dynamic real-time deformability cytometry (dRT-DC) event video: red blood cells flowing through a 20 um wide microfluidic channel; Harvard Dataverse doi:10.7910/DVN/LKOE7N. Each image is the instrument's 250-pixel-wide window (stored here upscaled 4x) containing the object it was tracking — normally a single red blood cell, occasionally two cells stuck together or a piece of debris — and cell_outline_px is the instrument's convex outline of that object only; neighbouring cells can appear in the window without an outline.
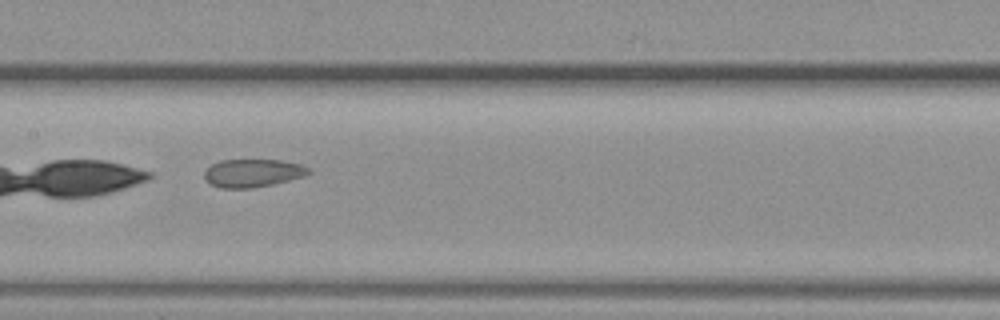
{"species": "common noctule bat (a hibernating species)", "species_latin": "Nyctalus noctula", "temperature_condition": "warm", "stored_images_in_passage": 25, "camera_frame_rate_fps": 3000, "um_per_image_px": 0.085, "animal": {"sex": "female", "body_mass_g": 19.3, "forearm_length_mm": 54.1}, "frame": {"image": 1, "passage_image": 11, "time_ms": 3.333, "image_size_px": [1000, 320], "cell_outline_px": [[312, 172], [304, 176], [272, 184], [252, 188], [220, 188], [212, 184], [204, 176], [204, 172], [212, 164], [220, 160], [280, 160], [300, 164], [308, 168]], "centroid_in_image_um": [21.49, 14.7], "position_along_channel_um": 185.9, "area_um2": 16.82}}
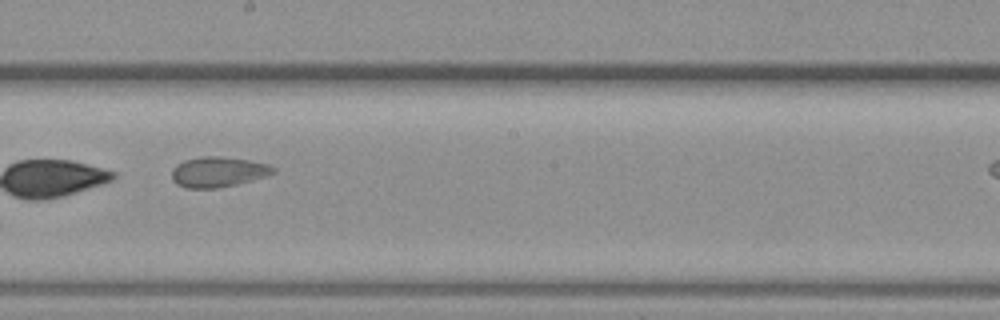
{"frame": {"image": 2, "passage_image": 15, "time_ms": 4.667, "image_size_px": [1000, 320], "cell_outline_px": [[276, 172], [252, 180], [236, 184], [216, 188], [188, 188], [176, 184], [172, 180], [172, 168], [176, 164], [184, 160], [200, 156], [220, 156], [248, 160], [268, 164], [276, 168]], "centroid_in_image_um": [18.51, 14.6], "position_along_channel_um": 229.7, "area_um2": 17.92}}
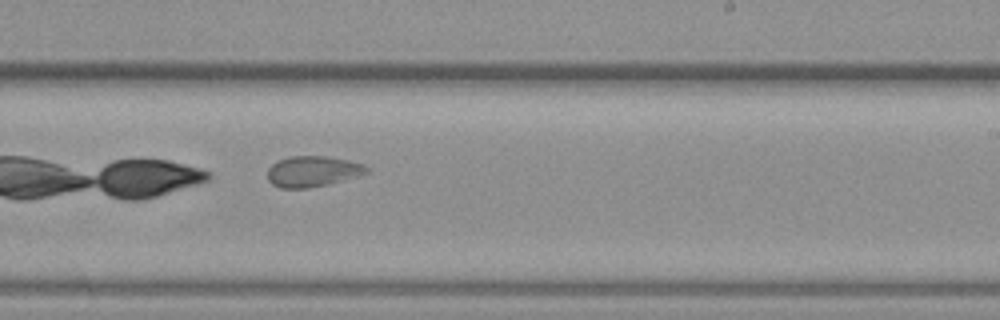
{"frame": {"image": 3, "passage_image": 18, "time_ms": 5.667, "image_size_px": [1000, 320], "cell_outline_px": [[372, 168], [368, 172], [328, 184], [308, 188], [280, 188], [272, 184], [268, 180], [268, 168], [272, 164], [288, 156], [328, 156], [348, 160], [364, 164]], "centroid_in_image_um": [26.58, 14.56], "position_along_channel_um": 262.4, "area_um2": 17.74}}